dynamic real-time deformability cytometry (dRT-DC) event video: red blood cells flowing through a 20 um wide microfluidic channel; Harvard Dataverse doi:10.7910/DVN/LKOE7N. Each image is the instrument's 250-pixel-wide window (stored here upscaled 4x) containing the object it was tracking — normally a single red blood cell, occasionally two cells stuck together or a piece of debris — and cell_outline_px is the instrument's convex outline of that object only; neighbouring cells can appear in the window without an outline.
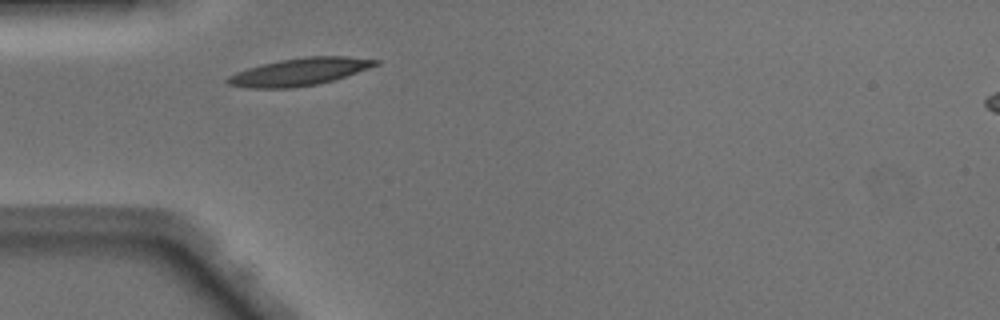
{"species": "Egyptian fruit bat (a non-hibernating species)", "species_latin": "Rousettus aegyptiacus", "temperature_condition": "warm", "stored_images_in_passage": 35, "camera_frame_rate_fps": 3000, "um_per_image_px": 0.085, "animal": {"sex": "male"}, "frame": {"image": 1, "passage_image": 1, "time_ms": 0.0, "image_size_px": [1000, 320], "cell_outline_px": [[380, 64], [332, 80], [316, 84], [292, 88], [252, 88], [228, 84], [224, 80], [228, 76], [236, 72], [248, 68], [280, 60], [308, 56], [344, 56], [380, 60]], "centroid_in_image_um": [25.44, 6.1], "position_along_channel_um": 59.6, "area_um2": 23.29}}
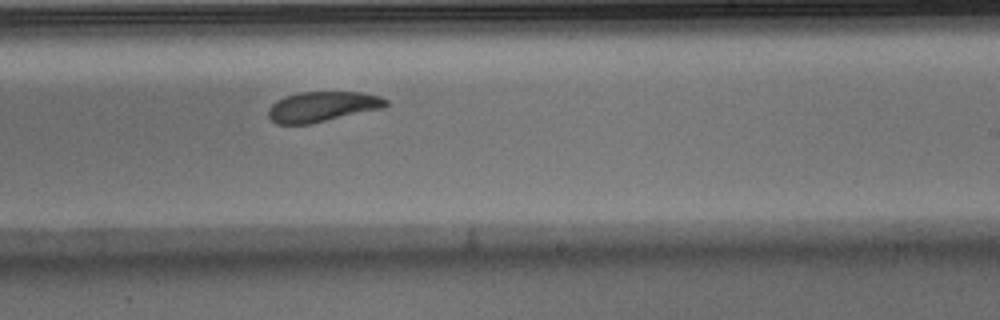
{"frame": {"image": 2, "passage_image": 16, "time_ms": 5.0, "image_size_px": [1000, 320], "cell_outline_px": [[388, 104], [384, 108], [312, 124], [276, 124], [268, 116], [268, 108], [276, 100], [284, 96], [300, 92], [360, 92], [380, 96], [388, 100]], "centroid_in_image_um": [27.4, 9.07], "position_along_channel_um": 261.6, "area_um2": 20.92}}
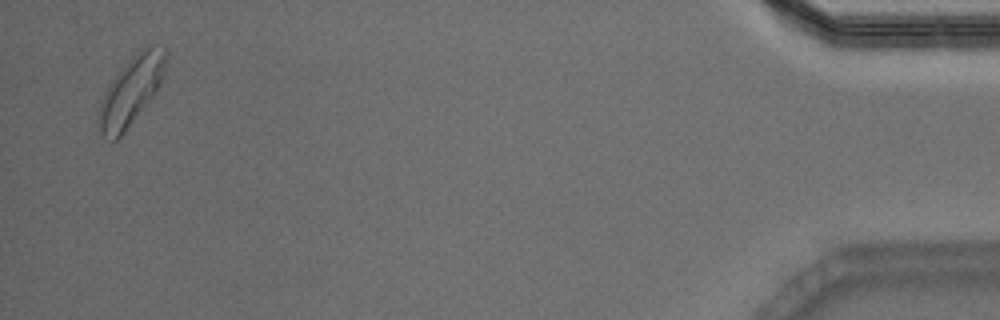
{"frame": {"image": 3, "passage_image": 34, "time_ms": 11.0, "image_size_px": [1000, 320], "cell_outline_px": [[168, 56], [164, 72], [160, 84], [156, 92], [124, 132], [116, 140], [104, 140], [100, 136], [96, 120], [96, 112], [104, 92], [108, 84], [116, 72], [144, 48], [152, 44], [168, 48]], "centroid_in_image_um": [11.1, 7.76], "position_along_channel_um": 424.1, "area_um2": 27.17}, "authors_computed_cell_mechanics": {"area_um2": 21.964, "velocity_mm_per_s": 4.0943, "shape_relaxation_time_tau1_ms": 2.2974, "shape_relaxation_time_tau2_ms": 3.4402, "deformation_change_tau1": 0.1324, "deformation_change_tau2": 0.1009}}